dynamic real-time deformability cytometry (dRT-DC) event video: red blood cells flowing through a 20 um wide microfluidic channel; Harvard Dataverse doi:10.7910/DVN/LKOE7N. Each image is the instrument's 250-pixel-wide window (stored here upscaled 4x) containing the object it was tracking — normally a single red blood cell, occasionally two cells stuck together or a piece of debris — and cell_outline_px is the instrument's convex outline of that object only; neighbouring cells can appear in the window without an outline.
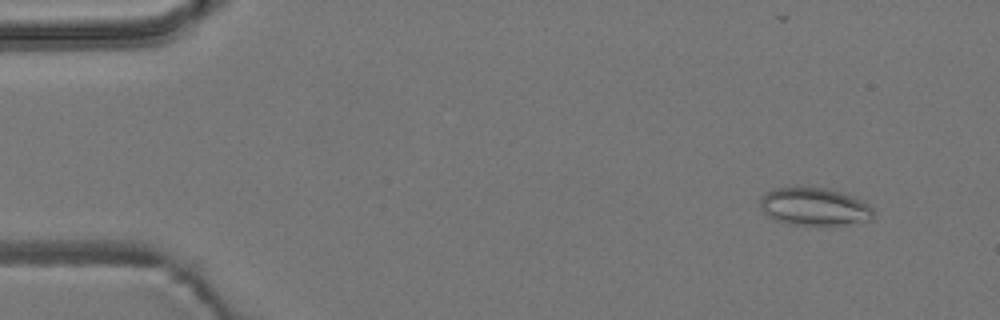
{"species": "common noctule bat (a hibernating species)", "species_latin": "Nyctalus noctula", "temperature_condition": "room temperature", "stored_images_in_passage": 5, "camera_frame_rate_fps": 3000, "um_per_image_px": 0.085, "animal": {"sex": "male", "body_mass_g": 19.2, "forearm_length_mm": 51.8}, "frame": {"image": 1, "passage_image": 2, "time_ms": 0.333, "image_size_px": [1000, 320], "cell_outline_px": [[876, 212], [872, 220], [844, 224], [792, 224], [776, 220], [768, 216], [760, 208], [760, 196], [776, 188], [824, 188], [840, 192], [864, 200]], "centroid_in_image_um": [69.25, 17.57], "position_along_channel_um": 15.7, "area_um2": 24.62}}